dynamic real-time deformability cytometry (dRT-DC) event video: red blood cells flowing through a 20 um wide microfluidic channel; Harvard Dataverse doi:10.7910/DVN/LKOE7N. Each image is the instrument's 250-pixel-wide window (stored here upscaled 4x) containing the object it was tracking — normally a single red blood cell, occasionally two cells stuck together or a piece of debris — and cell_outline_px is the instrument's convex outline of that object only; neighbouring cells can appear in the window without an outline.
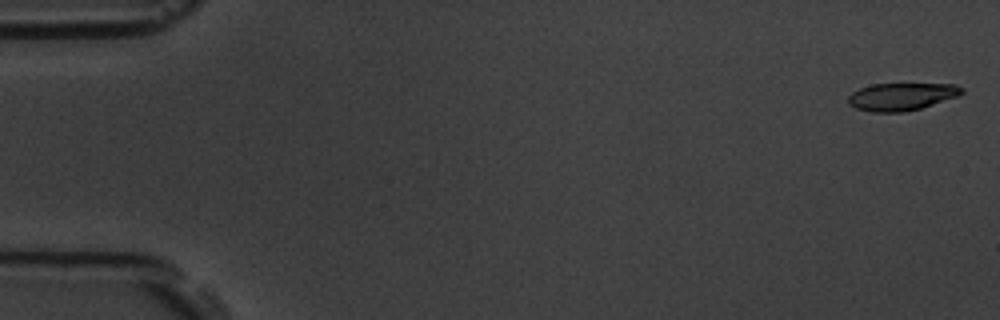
{"species": "common noctule bat (a hibernating species)", "species_latin": "Nyctalus noctula", "temperature_condition": "room temperature", "stored_images_in_passage": 57, "camera_frame_rate_fps": 3000, "um_per_image_px": 0.085, "animal": {"sex": "male", "body_mass_g": 19.5, "forearm_length_mm": 54.6}, "frame": {"image": 1, "passage_image": 1, "time_ms": 0.0, "image_size_px": [1000, 320], "cell_outline_px": [[964, 92], [956, 96], [920, 108], [904, 112], [872, 112], [856, 108], [848, 104], [848, 96], [852, 92], [860, 88], [872, 84], [956, 84], [964, 88]], "centroid_in_image_um": [76.6, 8.2], "position_along_channel_um": 8.4, "area_um2": 18.09}}
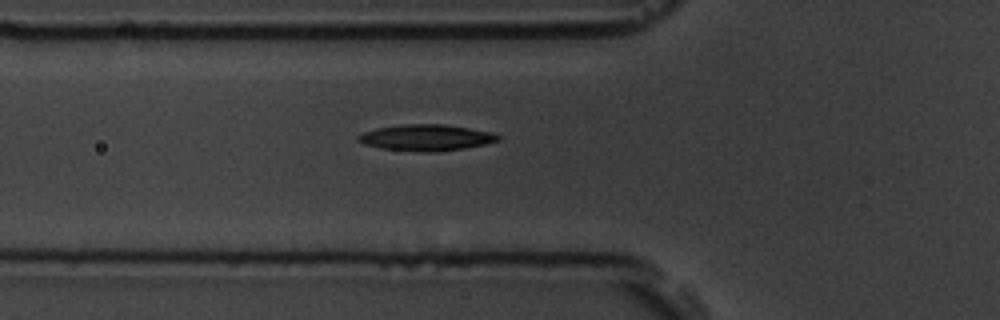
{"frame": {"image": 2, "passage_image": 20, "time_ms": 6.333, "image_size_px": [1000, 320], "cell_outline_px": [[500, 140], [484, 144], [464, 148], [436, 152], [424, 152], [380, 148], [364, 144], [356, 140], [356, 136], [364, 132], [376, 128], [400, 124], [444, 124], [492, 132], [500, 136]], "centroid_in_image_um": [36.19, 11.69], "position_along_channel_um": 89.6, "area_um2": 21.39}}
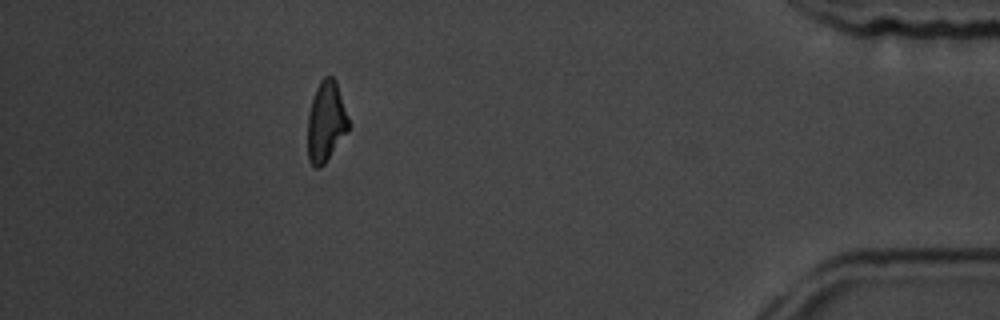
{"frame": {"image": 3, "passage_image": 51, "time_ms": 16.667, "image_size_px": [1000, 320], "cell_outline_px": [[348, 132], [324, 164], [320, 168], [316, 168], [308, 160], [308, 112], [316, 88], [320, 80], [324, 76], [332, 76], [336, 80], [348, 120]], "centroid_in_image_um": [27.69, 10.35], "position_along_channel_um": 407.5, "area_um2": 19.02}, "authors_computed_cell_mechanics": {"area_um2": 19.8832, "velocity_mm_per_s": 3.575, "shape_relaxation_time_tau1_ms": 3.4506, "shape_relaxation_time_tau2_ms": 3.285, "deformation_change_tau1": 0.146, "deformation_change_tau2": 0.1091}}